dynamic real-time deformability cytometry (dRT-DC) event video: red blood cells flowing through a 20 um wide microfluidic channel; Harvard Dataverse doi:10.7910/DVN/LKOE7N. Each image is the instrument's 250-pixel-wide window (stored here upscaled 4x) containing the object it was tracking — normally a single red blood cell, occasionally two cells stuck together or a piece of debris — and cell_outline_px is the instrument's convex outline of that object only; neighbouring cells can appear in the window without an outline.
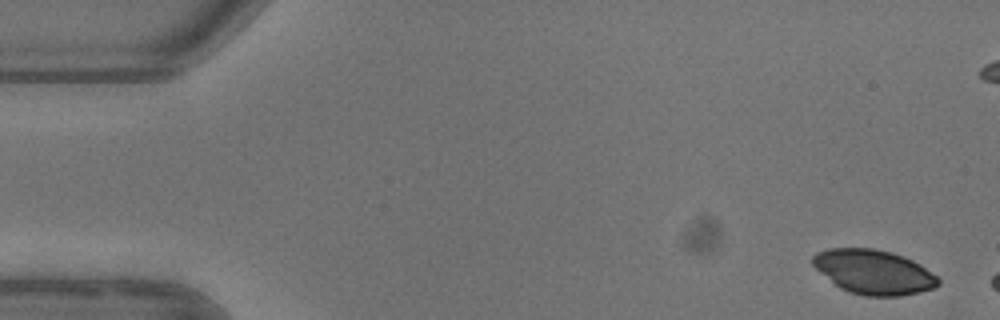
{"species": "common noctule bat (a hibernating species)", "species_latin": "Nyctalus noctula", "temperature_condition": "warm", "stored_images_in_passage": 4, "camera_frame_rate_fps": 3000, "um_per_image_px": 0.085, "animal": {"sex": "female"}, "frame": {"image": 1, "passage_image": 1, "time_ms": 0.0, "image_size_px": [1000, 320], "cell_outline_px": [[940, 284], [932, 288], [920, 292], [900, 296], [864, 296], [848, 292], [840, 288], [816, 268], [812, 264], [812, 256], [816, 252], [828, 248], [872, 248], [892, 252], [904, 256], [920, 264], [936, 276], [940, 280]], "centroid_in_image_um": [74.26, 23.11], "position_along_channel_um": 10.7, "area_um2": 32.48}}